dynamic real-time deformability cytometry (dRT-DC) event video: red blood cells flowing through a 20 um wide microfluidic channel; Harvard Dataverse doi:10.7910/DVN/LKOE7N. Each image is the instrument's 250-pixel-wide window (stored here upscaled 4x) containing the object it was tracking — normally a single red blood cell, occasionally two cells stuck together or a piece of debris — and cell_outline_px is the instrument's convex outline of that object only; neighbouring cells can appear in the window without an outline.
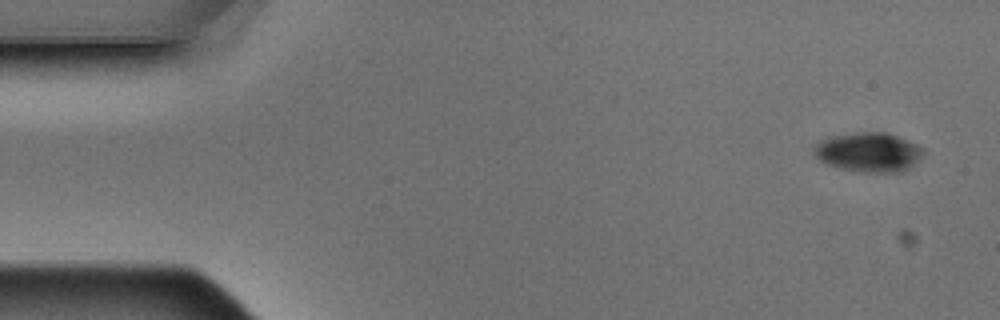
{"species": "Egyptian fruit bat (a non-hibernating species)", "species_latin": "Rousettus aegyptiacus", "temperature_condition": "warm", "stored_images_in_passage": 5, "camera_frame_rate_fps": 3000, "um_per_image_px": 0.085, "animal": {"sex": "male"}, "frame": {"image": 1, "passage_image": 1, "time_ms": 0.0, "image_size_px": [1000, 320], "cell_outline_px": [[924, 152], [904, 172], [856, 172], [824, 164], [812, 152], [816, 144], [824, 140], [836, 136], [860, 132], [888, 132], [916, 144], [924, 148]], "centroid_in_image_um": [73.83, 12.95], "position_along_channel_um": 11.2, "area_um2": 24.85}}
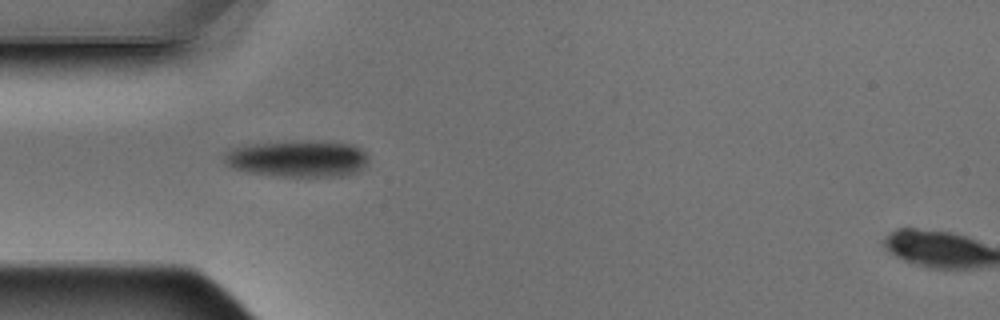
{"frame": {"image": 2, "passage_image": 4, "time_ms": 1.0, "image_size_px": [1000, 320], "cell_outline_px": [[368, 164], [364, 168], [356, 172], [340, 176], [280, 176], [248, 172], [232, 168], [224, 160], [224, 156], [228, 148], [248, 144], [288, 140], [324, 140], [352, 144], [360, 148], [368, 156]], "centroid_in_image_um": [25.31, 13.45], "position_along_channel_um": 59.7, "area_um2": 31.5}}
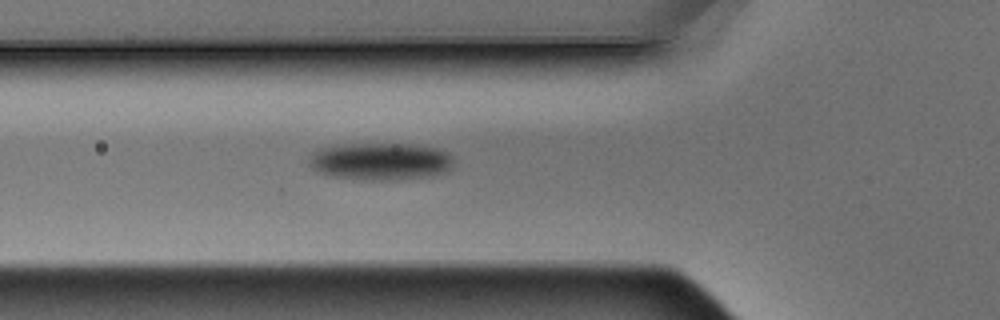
{"frame": {"image": 3, "passage_image": 5, "time_ms": 1.333, "image_size_px": [1000, 320], "cell_outline_px": [[452, 164], [444, 172], [432, 176], [396, 180], [356, 180], [324, 176], [316, 172], [308, 164], [308, 160], [312, 152], [320, 148], [348, 144], [412, 144], [436, 148], [448, 152], [452, 156]], "centroid_in_image_um": [32.27, 13.74], "position_along_channel_um": 93.5, "area_um2": 31.96}}